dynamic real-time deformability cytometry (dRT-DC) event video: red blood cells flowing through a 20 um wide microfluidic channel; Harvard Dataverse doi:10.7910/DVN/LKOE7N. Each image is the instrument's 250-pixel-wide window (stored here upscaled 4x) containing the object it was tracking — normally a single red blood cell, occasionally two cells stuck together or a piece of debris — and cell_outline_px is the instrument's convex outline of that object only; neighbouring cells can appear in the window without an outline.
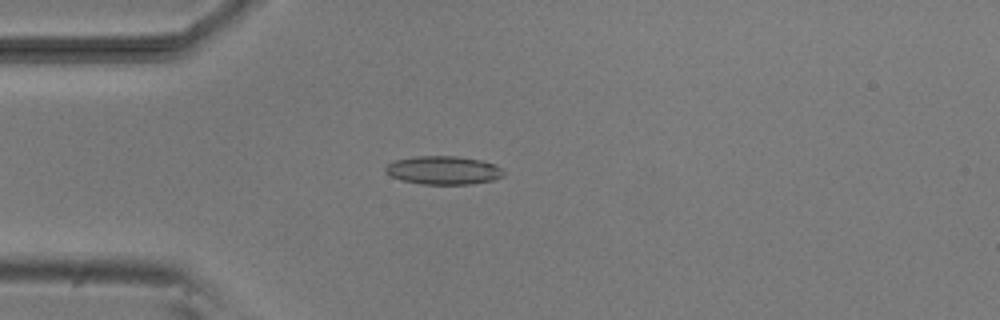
{"species": "common noctule bat (a hibernating species)", "species_latin": "Nyctalus noctula", "temperature_condition": "room temperature", "stored_images_in_passage": 5, "camera_frame_rate_fps": 3000, "um_per_image_px": 0.085, "animal": {"sex": "male", "body_mass_g": 20.5, "forearm_length_mm": 52.5}, "frame": {"image": 1, "passage_image": 4, "time_ms": 3.333, "image_size_px": [1000, 320], "cell_outline_px": [[504, 176], [492, 180], [472, 184], [424, 184], [404, 180], [392, 176], [384, 172], [384, 168], [388, 164], [396, 160], [416, 156], [456, 156], [480, 160], [496, 164], [504, 172]], "centroid_in_image_um": [37.71, 14.47], "position_along_channel_um": 47.3, "area_um2": 19.42}}